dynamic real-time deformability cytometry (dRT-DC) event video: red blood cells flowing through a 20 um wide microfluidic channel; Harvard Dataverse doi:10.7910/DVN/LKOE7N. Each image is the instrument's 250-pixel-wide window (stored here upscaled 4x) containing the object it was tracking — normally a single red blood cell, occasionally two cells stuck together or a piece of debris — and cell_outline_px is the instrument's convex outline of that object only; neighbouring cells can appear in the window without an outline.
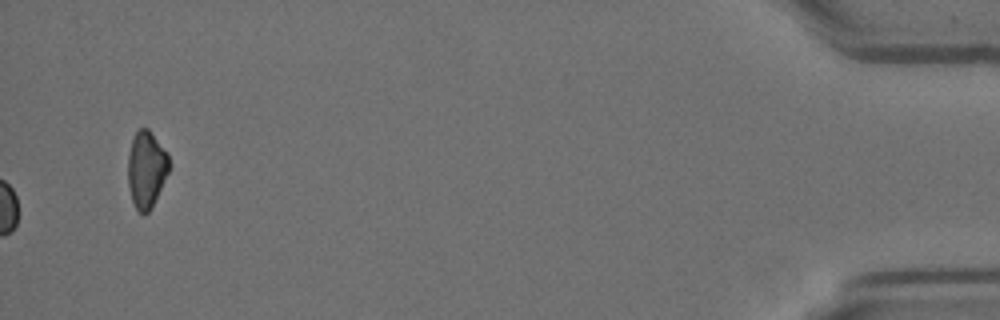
{"species": "Egyptian fruit bat (a non-hibernating species)", "species_latin": "Rousettus aegyptiacus", "temperature_condition": "room temperature", "stored_images_in_passage": 11, "camera_frame_rate_fps": 3000, "um_per_image_px": 0.085, "animal": {"sex": "female"}, "frame": {"image": 1, "passage_image": 11, "time_ms": 3.333, "image_size_px": [1000, 320], "cell_outline_px": [[168, 172], [152, 208], [144, 216], [136, 208], [132, 200], [128, 188], [128, 156], [132, 140], [136, 132], [140, 128], [148, 128], [168, 152]], "centroid_in_image_um": [12.43, 14.4], "position_along_channel_um": 422.8, "area_um2": 18.38}}